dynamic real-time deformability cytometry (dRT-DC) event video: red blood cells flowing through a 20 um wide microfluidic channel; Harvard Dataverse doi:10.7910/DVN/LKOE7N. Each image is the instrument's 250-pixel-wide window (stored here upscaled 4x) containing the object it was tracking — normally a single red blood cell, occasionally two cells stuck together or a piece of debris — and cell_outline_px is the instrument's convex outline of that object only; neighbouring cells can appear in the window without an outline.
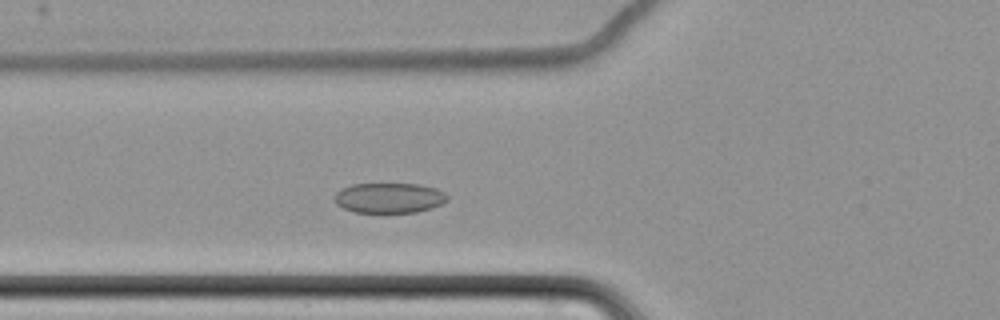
{"species": "common noctule bat (a hibernating species)", "species_latin": "Nyctalus noctula", "temperature_condition": "cold", "stored_images_in_passage": 5, "camera_frame_rate_fps": 3000, "um_per_image_px": 0.085, "animal": {"sex": "female", "body_mass_g": 22.7, "forearm_length_mm": 54.2}, "frame": {"image": 1, "passage_image": 5, "time_ms": 4.667, "image_size_px": [1000, 320], "cell_outline_px": [[448, 200], [444, 204], [432, 208], [416, 212], [356, 212], [344, 208], [336, 204], [336, 192], [352, 184], [420, 184], [436, 188], [444, 192], [448, 196]], "centroid_in_image_um": [33.15, 16.82], "position_along_channel_um": 92.7, "area_um2": 19.77}}